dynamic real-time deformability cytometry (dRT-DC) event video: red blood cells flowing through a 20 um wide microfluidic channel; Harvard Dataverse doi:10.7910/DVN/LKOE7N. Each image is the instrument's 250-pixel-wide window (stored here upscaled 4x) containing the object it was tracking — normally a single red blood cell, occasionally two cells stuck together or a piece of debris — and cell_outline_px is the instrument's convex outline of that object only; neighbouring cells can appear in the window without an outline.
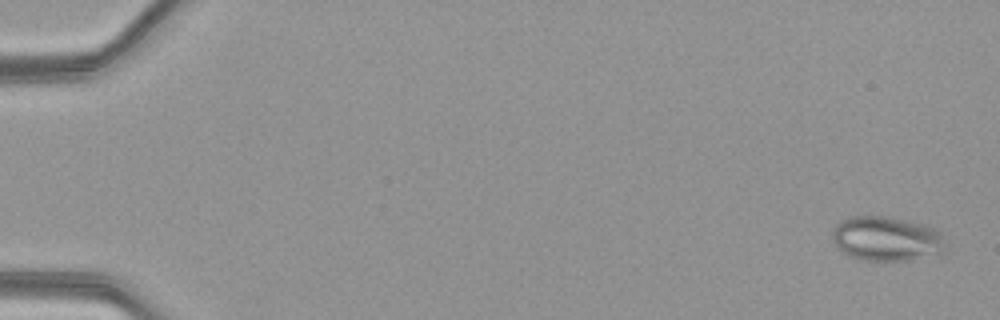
{"species": "common noctule bat (a hibernating species)", "species_latin": "Nyctalus noctula", "temperature_condition": "warm", "stored_images_in_passage": 51, "camera_frame_rate_fps": 3000, "um_per_image_px": 0.085, "animal": {"sex": "female", "body_mass_g": 21.9}, "frame": {"image": 1, "passage_image": 2, "time_ms": 0.333, "image_size_px": [1000, 320], "cell_outline_px": [[944, 252], [912, 260], [864, 260], [848, 256], [832, 240], [832, 228], [840, 220], [852, 216], [888, 216], [908, 220], [936, 228], [940, 232]], "centroid_in_image_um": [75.32, 20.27], "position_along_channel_um": 9.7, "area_um2": 29.36}}
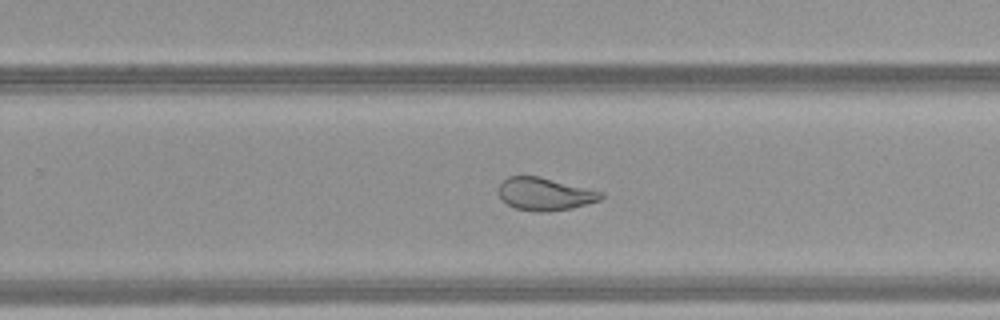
{"frame": {"image": 2, "passage_image": 34, "time_ms": 11.0, "image_size_px": [1000, 320], "cell_outline_px": [[604, 196], [600, 200], [572, 208], [548, 212], [536, 212], [516, 208], [508, 204], [500, 196], [500, 184], [508, 176], [540, 176], [604, 192]], "centroid_in_image_um": [46.35, 16.49], "position_along_channel_um": 283.4, "area_um2": 19.42}}
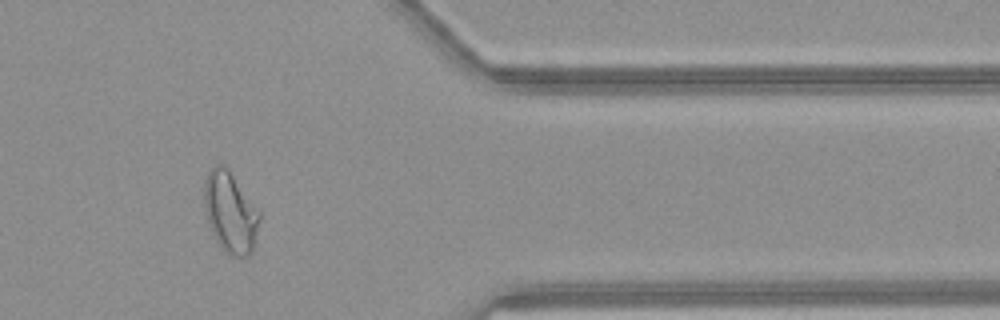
{"frame": {"image": 3, "passage_image": 43, "time_ms": 14.0, "image_size_px": [1000, 320], "cell_outline_px": [[260, 220], [252, 252], [248, 256], [228, 256], [220, 248], [212, 232], [204, 208], [204, 184], [208, 172], [216, 164], [224, 164], [228, 168], [260, 212]], "centroid_in_image_um": [19.57, 18.06], "position_along_channel_um": 391.8, "area_um2": 26.07}}